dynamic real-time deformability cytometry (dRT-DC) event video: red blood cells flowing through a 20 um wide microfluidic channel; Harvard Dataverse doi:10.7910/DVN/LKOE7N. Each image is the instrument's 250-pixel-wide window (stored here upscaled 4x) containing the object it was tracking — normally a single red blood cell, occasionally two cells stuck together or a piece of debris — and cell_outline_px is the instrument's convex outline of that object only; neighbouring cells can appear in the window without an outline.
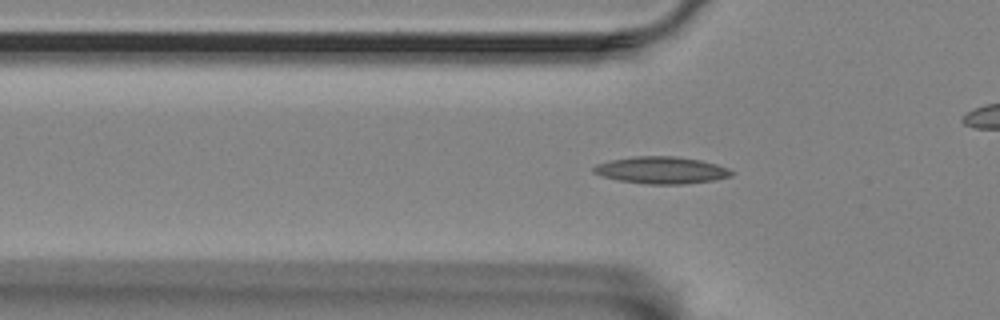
{"species": "Egyptian fruit bat (a non-hibernating species)", "species_latin": "Rousettus aegyptiacus", "temperature_condition": "room temperature", "stored_images_in_passage": 29, "camera_frame_rate_fps": 3000, "um_per_image_px": 0.085, "animal": {"sex": "female"}, "frame": {"image": 1, "passage_image": 18, "time_ms": 5.667, "image_size_px": [1000, 320], "cell_outline_px": [[732, 176], [716, 180], [684, 184], [648, 184], [616, 180], [592, 172], [592, 168], [596, 164], [612, 160], [632, 156], [676, 156], [700, 160], [716, 164], [728, 168], [732, 172]], "centroid_in_image_um": [56.22, 14.46], "position_along_channel_um": 69.6, "area_um2": 21.73}}
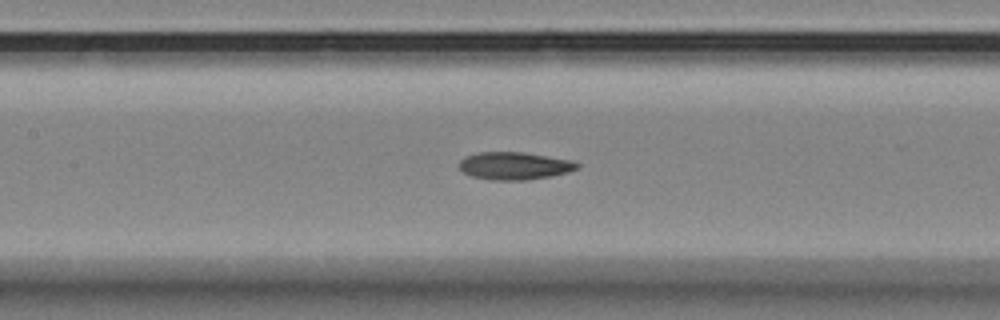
{"frame": {"image": 2, "passage_image": 26, "time_ms": 8.333, "image_size_px": [1000, 320], "cell_outline_px": [[580, 164], [576, 168], [568, 172], [552, 176], [528, 180], [492, 180], [472, 176], [464, 172], [460, 168], [460, 160], [464, 156], [476, 152], [524, 152], [572, 160]], "centroid_in_image_um": [43.72, 14.09], "position_along_channel_um": 163.7, "area_um2": 19.02}}
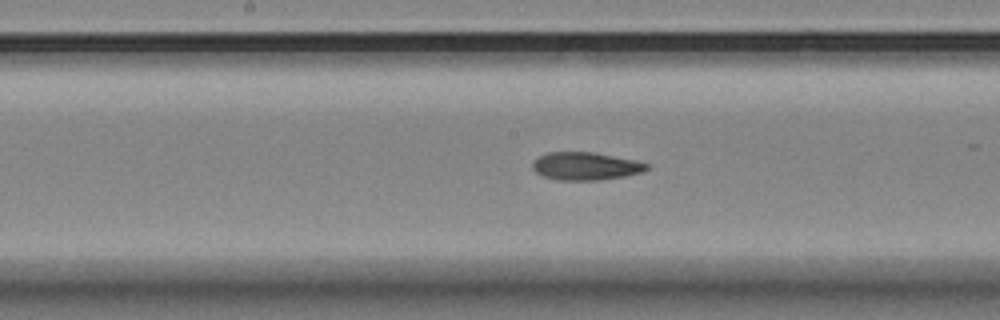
{"frame": {"image": 3, "passage_image": 29, "time_ms": 9.333, "image_size_px": [1000, 320], "cell_outline_px": [[648, 168], [644, 172], [624, 176], [600, 180], [556, 180], [544, 176], [536, 172], [532, 168], [532, 160], [536, 156], [548, 152], [592, 152], [636, 160], [648, 164]], "centroid_in_image_um": [49.74, 14.12], "position_along_channel_um": 198.5, "area_um2": 18.67}}